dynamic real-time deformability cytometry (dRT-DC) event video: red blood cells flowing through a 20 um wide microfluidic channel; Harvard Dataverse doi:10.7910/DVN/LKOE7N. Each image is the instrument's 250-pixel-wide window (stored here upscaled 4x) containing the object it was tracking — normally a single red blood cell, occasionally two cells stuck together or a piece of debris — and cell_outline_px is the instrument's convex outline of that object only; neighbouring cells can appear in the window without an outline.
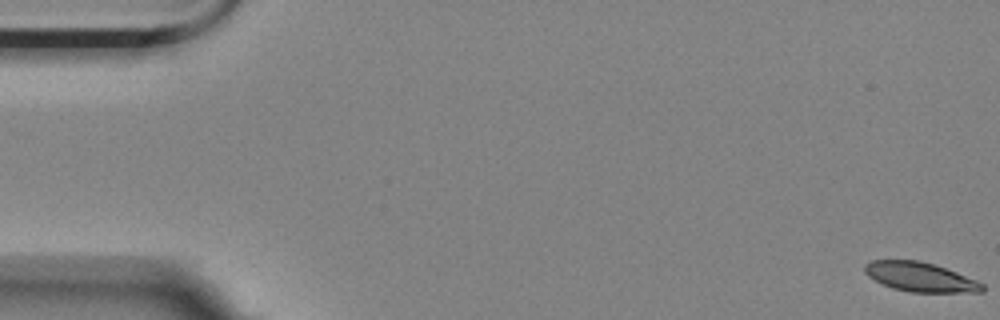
{"species": "Egyptian fruit bat (a non-hibernating species)", "species_latin": "Rousettus aegyptiacus", "temperature_condition": "room temperature", "stored_images_in_passage": 11, "camera_frame_rate_fps": 3000, "um_per_image_px": 0.085, "animal": {"sex": "female"}, "frame": {"image": 1, "passage_image": 1, "time_ms": 0.0, "image_size_px": [1000, 320], "cell_outline_px": [[984, 292], [908, 292], [892, 288], [868, 276], [864, 272], [864, 264], [872, 260], [920, 260], [956, 272], [976, 280], [984, 284]], "centroid_in_image_um": [78.21, 23.54], "position_along_channel_um": 6.8, "area_um2": 20.0}}